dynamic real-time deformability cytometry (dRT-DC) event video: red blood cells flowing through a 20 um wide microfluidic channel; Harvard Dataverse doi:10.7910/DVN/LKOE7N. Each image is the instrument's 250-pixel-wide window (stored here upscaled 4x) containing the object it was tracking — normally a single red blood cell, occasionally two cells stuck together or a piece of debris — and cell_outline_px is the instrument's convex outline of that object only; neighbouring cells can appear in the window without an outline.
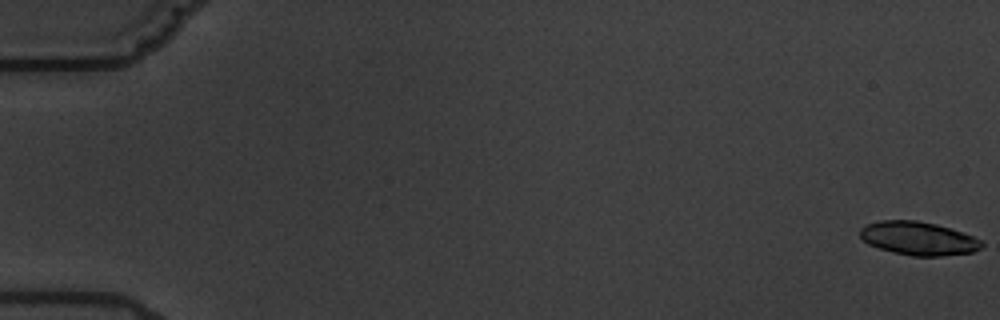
{"species": "common noctule bat (a hibernating species)", "species_latin": "Nyctalus noctula", "temperature_condition": "warm", "stored_images_in_passage": 5, "camera_frame_rate_fps": 3000, "um_per_image_px": 0.085, "animal": {"sex": "male", "body_mass_g": 19.5, "forearm_length_mm": 54.6}, "frame": {"image": 1, "passage_image": 1, "time_ms": 0.0, "image_size_px": [1000, 320], "cell_outline_px": [[984, 244], [980, 248], [972, 252], [940, 256], [912, 256], [892, 252], [868, 244], [860, 236], [860, 228], [868, 224], [880, 220], [916, 220], [936, 224], [972, 236], [980, 240]], "centroid_in_image_um": [78.03, 20.26], "position_along_channel_um": 7.0, "area_um2": 23.47}}